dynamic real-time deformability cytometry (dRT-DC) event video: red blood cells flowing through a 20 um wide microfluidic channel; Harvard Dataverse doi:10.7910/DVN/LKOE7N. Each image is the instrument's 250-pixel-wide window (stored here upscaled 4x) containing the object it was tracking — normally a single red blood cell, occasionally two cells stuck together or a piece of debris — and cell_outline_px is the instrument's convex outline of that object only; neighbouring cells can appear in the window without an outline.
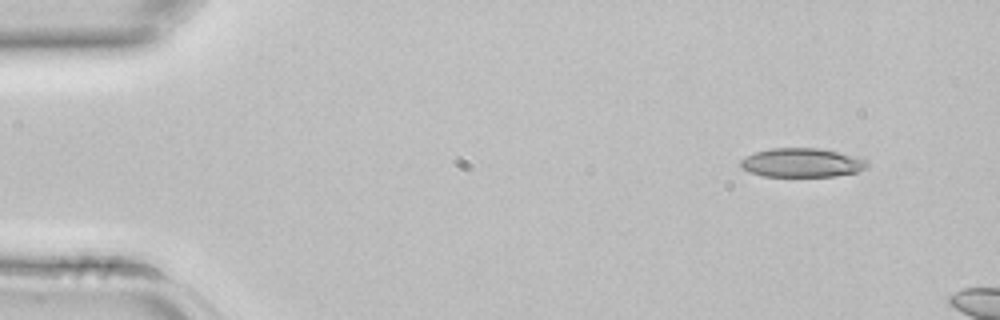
{"species": "common noctule bat (a hibernating species)", "species_latin": "Nyctalus noctula", "temperature_condition": "room temperature", "stored_images_in_passage": 3, "camera_frame_rate_fps": 3000, "um_per_image_px": 0.085, "animal": {"sex": "female", "body_mass_g": 22.7, "forearm_length_mm": 54.2}, "frame": {"image": 1, "passage_image": 1, "time_ms": 0.0, "image_size_px": [1000, 320], "cell_outline_px": [[868, 168], [856, 172], [836, 176], [764, 176], [748, 172], [740, 168], [740, 160], [756, 152], [772, 148], [820, 148], [860, 156], [868, 160]], "centroid_in_image_um": [68.21, 13.83], "position_along_channel_um": 16.8, "area_um2": 21.62}}